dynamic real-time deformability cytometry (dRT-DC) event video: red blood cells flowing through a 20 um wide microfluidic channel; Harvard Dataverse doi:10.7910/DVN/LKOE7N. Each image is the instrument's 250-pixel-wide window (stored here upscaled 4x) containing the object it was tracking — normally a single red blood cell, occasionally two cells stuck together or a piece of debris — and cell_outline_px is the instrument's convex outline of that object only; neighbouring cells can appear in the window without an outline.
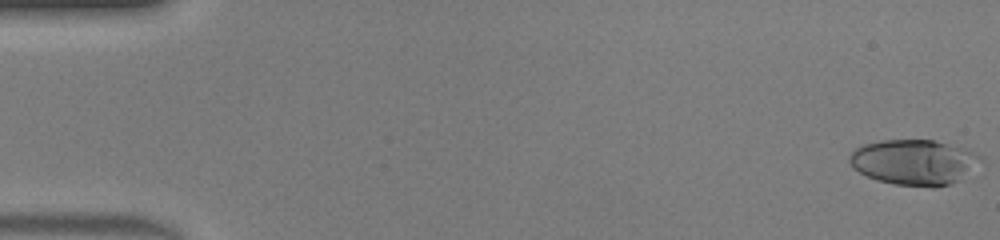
{"species": "human", "species_latin": "Homo sapiens", "temperature_condition": "warm", "stored_images_in_passage": 46, "camera_frame_rate_fps": 3000, "um_per_image_px": 0.085, "donor": {"sex": "male"}, "frame": {"image": 1, "passage_image": 1, "time_ms": 0.0, "image_size_px": [1000, 240], "cell_outline_px": [[984, 160], [952, 184], [936, 188], [932, 188], [896, 184], [876, 180], [852, 168], [848, 160], [848, 156], [856, 148], [864, 144], [880, 140], [932, 140], [968, 148], [980, 156]], "centroid_in_image_um": [77.69, 13.78], "position_along_channel_um": 7.3, "area_um2": 34.85}}
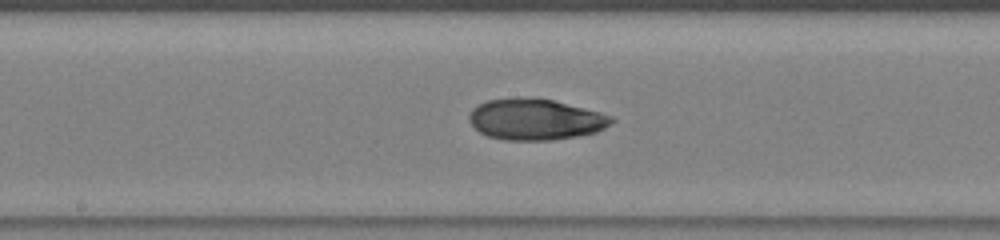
{"frame": {"image": 2, "passage_image": 25, "time_ms": 8.0, "image_size_px": [1000, 240], "cell_outline_px": [[616, 120], [612, 124], [596, 132], [576, 136], [552, 140], [504, 140], [488, 136], [480, 132], [468, 120], [468, 116], [472, 108], [488, 100], [516, 96], [520, 96], [552, 100], [600, 112], [612, 116]], "centroid_in_image_um": [45.5, 10.14], "position_along_channel_um": 202.7, "area_um2": 34.22}}
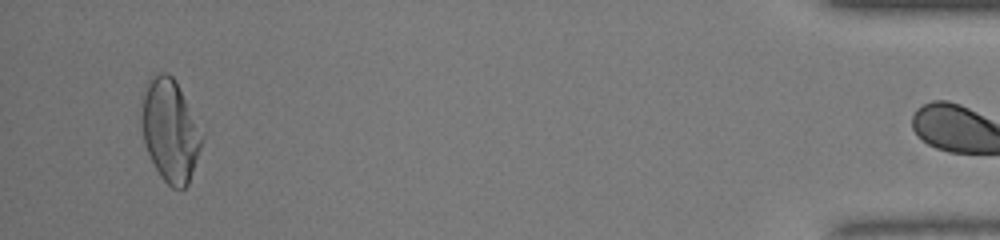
{"frame": {"image": 3, "passage_image": 45, "time_ms": 14.667, "image_size_px": [1000, 240], "cell_outline_px": [[204, 136], [188, 184], [184, 188], [172, 188], [160, 176], [144, 144], [140, 124], [140, 112], [148, 80], [152, 76], [160, 72], [168, 72], [176, 80]], "centroid_in_image_um": [14.44, 11.07], "position_along_channel_um": 420.8, "area_um2": 35.84}, "authors_computed_cell_mechanics": {"area_um2": 33.7841, "velocity_mm_per_s": 4.4573, "shape_relaxation_time_tau1_ms": null, "shape_relaxation_time_tau2_ms": 0.8873, "deformation_change_tau1": null, "deformation_change_tau2": 0.0469}}